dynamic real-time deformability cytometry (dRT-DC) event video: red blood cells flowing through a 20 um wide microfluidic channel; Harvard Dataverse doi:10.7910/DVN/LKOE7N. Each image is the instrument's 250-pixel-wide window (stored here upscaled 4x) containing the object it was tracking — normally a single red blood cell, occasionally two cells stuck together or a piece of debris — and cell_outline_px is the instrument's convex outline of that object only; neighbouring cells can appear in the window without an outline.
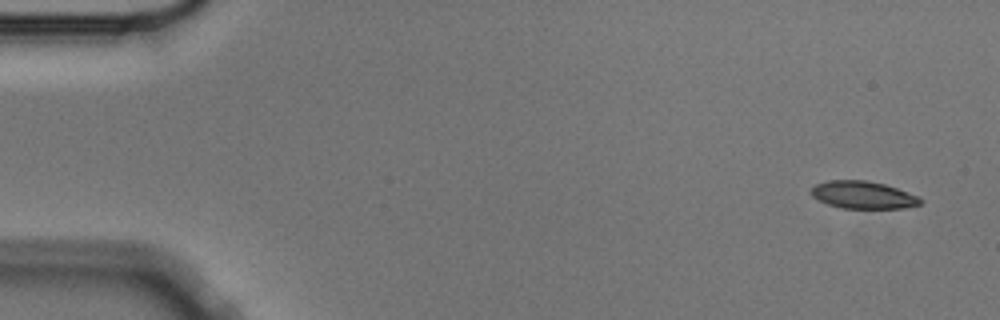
{"species": "Egyptian fruit bat (a non-hibernating species)", "species_latin": "Rousettus aegyptiacus", "temperature_condition": "cold", "stored_images_in_passage": 6, "camera_frame_rate_fps": 3000, "um_per_image_px": 0.085, "animal": {"sex": "male"}, "frame": {"image": 1, "passage_image": 1, "time_ms": 0.0, "image_size_px": [1000, 320], "cell_outline_px": [[924, 200], [920, 204], [904, 208], [840, 208], [828, 204], [812, 196], [812, 188], [816, 184], [828, 180], [868, 180], [884, 184], [920, 196]], "centroid_in_image_um": [73.4, 16.57], "position_along_channel_um": 11.6, "area_um2": 17.46}}
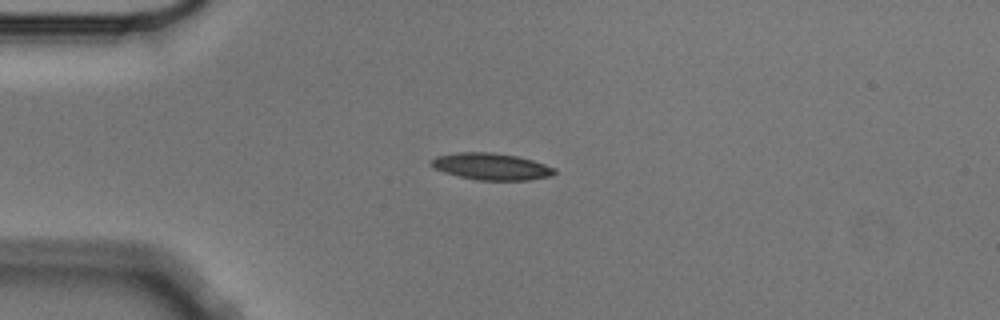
{"frame": {"image": 2, "passage_image": 4, "time_ms": 1.0, "image_size_px": [1000, 320], "cell_outline_px": [[556, 172], [552, 176], [528, 180], [480, 180], [460, 176], [444, 172], [432, 168], [428, 164], [428, 160], [436, 156], [456, 152], [492, 152], [520, 156], [556, 168]], "centroid_in_image_um": [41.72, 14.14], "position_along_channel_um": 43.3, "area_um2": 19.48}}
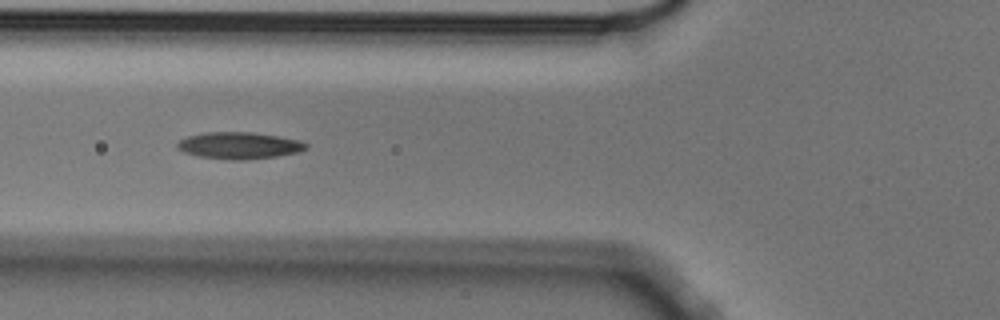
{"frame": {"image": 3, "passage_image": 6, "time_ms": 1.667, "image_size_px": [1000, 320], "cell_outline_px": [[308, 148], [300, 152], [276, 156], [244, 160], [228, 160], [200, 156], [184, 152], [176, 148], [176, 144], [180, 140], [188, 136], [204, 132], [252, 132], [300, 140], [308, 144]], "centroid_in_image_um": [20.33, 12.37], "position_along_channel_um": 105.5, "area_um2": 20.11}}